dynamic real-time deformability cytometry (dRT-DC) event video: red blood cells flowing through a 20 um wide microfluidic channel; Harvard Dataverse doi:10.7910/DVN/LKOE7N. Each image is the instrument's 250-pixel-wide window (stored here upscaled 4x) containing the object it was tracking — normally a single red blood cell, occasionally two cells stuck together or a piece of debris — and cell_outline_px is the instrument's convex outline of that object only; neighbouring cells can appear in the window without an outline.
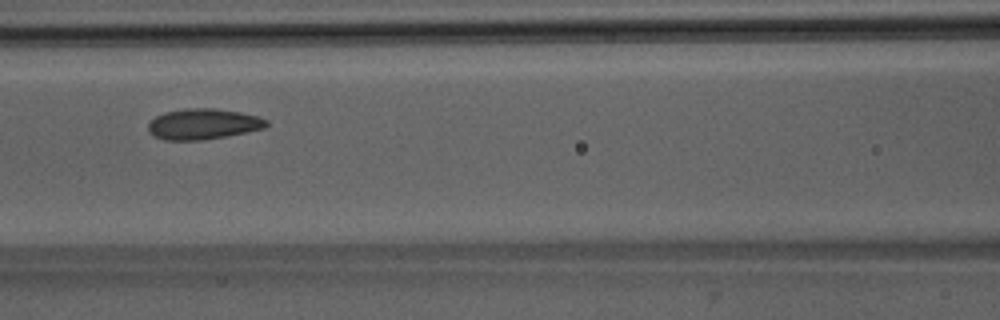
{"species": "Egyptian fruit bat (a non-hibernating species)", "species_latin": "Rousettus aegyptiacus", "temperature_condition": "room temperature", "stored_images_in_passage": 6, "camera_frame_rate_fps": 3000, "um_per_image_px": 0.085, "animal": {"sex": "male"}, "frame": {"image": 1, "passage_image": 5, "time_ms": 4.667, "image_size_px": [1000, 320], "cell_outline_px": [[268, 124], [264, 128], [228, 136], [200, 140], [164, 140], [152, 136], [148, 132], [148, 124], [156, 116], [164, 112], [184, 108], [216, 108], [240, 112], [256, 116], [268, 120]], "centroid_in_image_um": [17.24, 10.54], "position_along_channel_um": 149.4, "area_um2": 21.27}}